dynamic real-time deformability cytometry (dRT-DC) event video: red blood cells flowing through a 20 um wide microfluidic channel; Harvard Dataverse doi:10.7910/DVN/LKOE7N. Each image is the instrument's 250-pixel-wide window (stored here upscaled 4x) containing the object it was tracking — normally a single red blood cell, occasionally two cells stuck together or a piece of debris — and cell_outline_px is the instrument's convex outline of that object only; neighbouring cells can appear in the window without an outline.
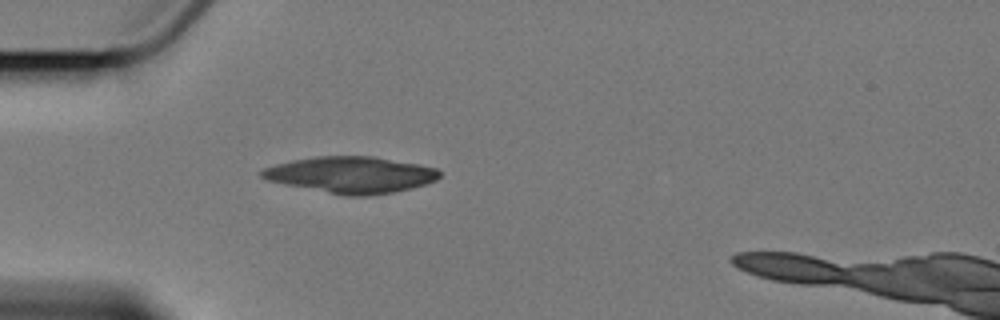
{"species": "Egyptian fruit bat (a non-hibernating species)", "species_latin": "Rousettus aegyptiacus", "temperature_condition": "cold", "stored_images_in_passage": 4, "camera_frame_rate_fps": 3000, "um_per_image_px": 0.085, "animal": {"sex": "female"}, "frame": {"image": 1, "passage_image": 4, "time_ms": 4.667, "image_size_px": [1000, 320], "cell_outline_px": [[440, 176], [436, 180], [428, 184], [396, 192], [368, 196], [352, 196], [288, 184], [268, 180], [260, 176], [260, 172], [264, 168], [276, 164], [292, 160], [316, 156], [372, 156], [420, 164], [436, 168], [440, 172]], "centroid_in_image_um": [29.91, 14.84], "position_along_channel_um": 55.1, "area_um2": 37.34}}